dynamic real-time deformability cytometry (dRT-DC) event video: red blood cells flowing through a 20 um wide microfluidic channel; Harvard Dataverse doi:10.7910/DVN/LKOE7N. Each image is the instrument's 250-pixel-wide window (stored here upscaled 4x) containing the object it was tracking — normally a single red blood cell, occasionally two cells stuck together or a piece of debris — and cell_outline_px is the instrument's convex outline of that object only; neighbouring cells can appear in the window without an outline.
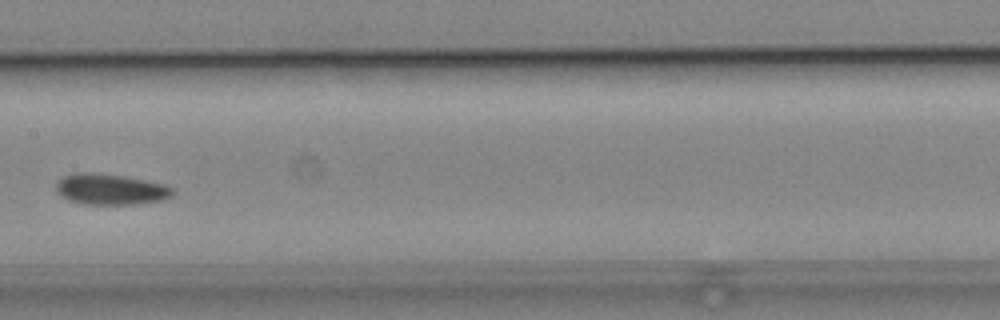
{"species": "common noctule bat (a hibernating species)", "species_latin": "Nyctalus noctula", "temperature_condition": "cold", "stored_images_in_passage": 8, "camera_frame_rate_fps": 3000, "um_per_image_px": 0.085, "animal": {"sex": "male", "body_mass_g": 19.2, "forearm_length_mm": 51.8}, "frame": {"image": 1, "passage_image": 8, "time_ms": 8.0, "image_size_px": [1000, 320], "cell_outline_px": [[172, 196], [164, 200], [136, 204], [84, 204], [68, 200], [56, 188], [56, 184], [64, 176], [84, 172], [88, 172], [124, 176], [164, 184], [172, 188]], "centroid_in_image_um": [9.43, 16.1], "position_along_channel_um": 198.0, "area_um2": 20.58}}